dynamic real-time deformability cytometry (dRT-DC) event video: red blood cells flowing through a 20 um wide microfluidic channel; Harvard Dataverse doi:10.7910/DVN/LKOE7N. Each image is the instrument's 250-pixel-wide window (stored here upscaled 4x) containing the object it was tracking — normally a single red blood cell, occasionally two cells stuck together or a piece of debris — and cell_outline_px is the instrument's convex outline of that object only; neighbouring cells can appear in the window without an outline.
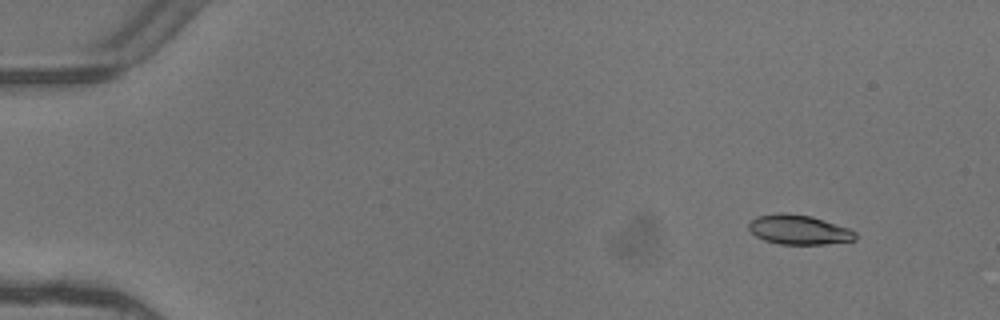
{"species": "common noctule bat (a hibernating species)", "species_latin": "Nyctalus noctula", "temperature_condition": "warm", "stored_images_in_passage": 4, "camera_frame_rate_fps": 3000, "um_per_image_px": 0.085, "animal": {"sex": "female"}, "frame": {"image": 1, "passage_image": 1, "time_ms": 0.0, "image_size_px": [1000, 320], "cell_outline_px": [[856, 240], [824, 244], [780, 244], [764, 240], [756, 236], [748, 228], [748, 224], [756, 216], [776, 212], [788, 212], [812, 216], [848, 228], [856, 232]], "centroid_in_image_um": [67.88, 19.51], "position_along_channel_um": 17.1, "area_um2": 18.5}}
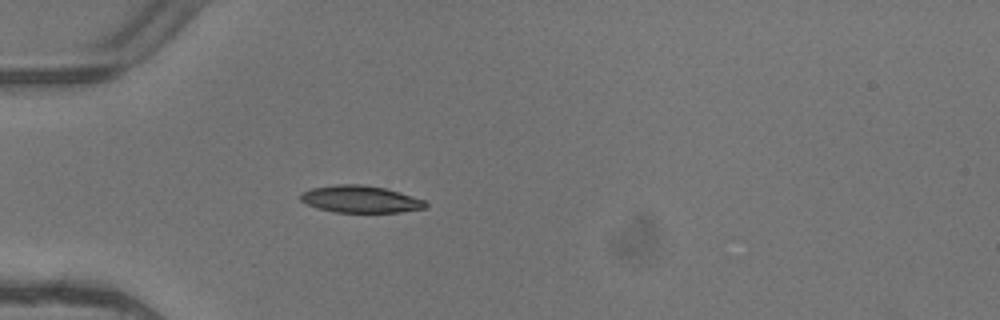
{"frame": {"image": 2, "passage_image": 4, "time_ms": 1.0, "image_size_px": [1000, 320], "cell_outline_px": [[428, 208], [400, 212], [336, 212], [320, 208], [308, 204], [300, 200], [300, 192], [312, 188], [336, 184], [360, 184], [384, 188], [400, 192], [424, 200], [428, 204]], "centroid_in_image_um": [30.66, 16.92], "position_along_channel_um": 54.3, "area_um2": 19.65}}